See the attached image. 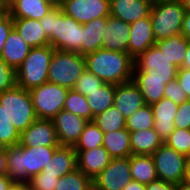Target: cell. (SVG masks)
<instances>
[{"mask_svg": "<svg viewBox=\"0 0 190 190\" xmlns=\"http://www.w3.org/2000/svg\"><path fill=\"white\" fill-rule=\"evenodd\" d=\"M40 24L49 38L50 46L55 50L80 54L83 37V24L62 11V7H53Z\"/></svg>", "mask_w": 190, "mask_h": 190, "instance_id": "6da1fadb", "label": "cell"}, {"mask_svg": "<svg viewBox=\"0 0 190 190\" xmlns=\"http://www.w3.org/2000/svg\"><path fill=\"white\" fill-rule=\"evenodd\" d=\"M58 147H24L20 144L6 147L7 175L13 181L28 182L42 172Z\"/></svg>", "mask_w": 190, "mask_h": 190, "instance_id": "7a4b0ae2", "label": "cell"}, {"mask_svg": "<svg viewBox=\"0 0 190 190\" xmlns=\"http://www.w3.org/2000/svg\"><path fill=\"white\" fill-rule=\"evenodd\" d=\"M86 69L104 83L121 84L132 80L134 59L127 52L98 49L85 55Z\"/></svg>", "mask_w": 190, "mask_h": 190, "instance_id": "3957f363", "label": "cell"}, {"mask_svg": "<svg viewBox=\"0 0 190 190\" xmlns=\"http://www.w3.org/2000/svg\"><path fill=\"white\" fill-rule=\"evenodd\" d=\"M54 48L50 45L31 48L28 56L16 69L17 86L31 90L48 81V69Z\"/></svg>", "mask_w": 190, "mask_h": 190, "instance_id": "277c9868", "label": "cell"}, {"mask_svg": "<svg viewBox=\"0 0 190 190\" xmlns=\"http://www.w3.org/2000/svg\"><path fill=\"white\" fill-rule=\"evenodd\" d=\"M185 13L181 1L161 0L152 5L149 16L156 42L181 34Z\"/></svg>", "mask_w": 190, "mask_h": 190, "instance_id": "5b68a950", "label": "cell"}, {"mask_svg": "<svg viewBox=\"0 0 190 190\" xmlns=\"http://www.w3.org/2000/svg\"><path fill=\"white\" fill-rule=\"evenodd\" d=\"M86 69L85 56L76 52L54 50L47 79L67 89H73L77 79Z\"/></svg>", "mask_w": 190, "mask_h": 190, "instance_id": "8992f818", "label": "cell"}, {"mask_svg": "<svg viewBox=\"0 0 190 190\" xmlns=\"http://www.w3.org/2000/svg\"><path fill=\"white\" fill-rule=\"evenodd\" d=\"M0 106L20 134L37 119L29 90L17 85L0 94Z\"/></svg>", "mask_w": 190, "mask_h": 190, "instance_id": "52a82bcc", "label": "cell"}, {"mask_svg": "<svg viewBox=\"0 0 190 190\" xmlns=\"http://www.w3.org/2000/svg\"><path fill=\"white\" fill-rule=\"evenodd\" d=\"M177 70L178 68L156 45L134 59L133 74H147V79L167 80L169 83L176 79Z\"/></svg>", "mask_w": 190, "mask_h": 190, "instance_id": "ba28073f", "label": "cell"}, {"mask_svg": "<svg viewBox=\"0 0 190 190\" xmlns=\"http://www.w3.org/2000/svg\"><path fill=\"white\" fill-rule=\"evenodd\" d=\"M68 90L48 81L29 90L37 118L52 120L63 109Z\"/></svg>", "mask_w": 190, "mask_h": 190, "instance_id": "9c48e42d", "label": "cell"}, {"mask_svg": "<svg viewBox=\"0 0 190 190\" xmlns=\"http://www.w3.org/2000/svg\"><path fill=\"white\" fill-rule=\"evenodd\" d=\"M158 179L174 185L184 182L188 157L164 143L152 154Z\"/></svg>", "mask_w": 190, "mask_h": 190, "instance_id": "30bf717a", "label": "cell"}, {"mask_svg": "<svg viewBox=\"0 0 190 190\" xmlns=\"http://www.w3.org/2000/svg\"><path fill=\"white\" fill-rule=\"evenodd\" d=\"M130 157L112 158L93 180L95 190H122L130 181Z\"/></svg>", "mask_w": 190, "mask_h": 190, "instance_id": "8fae6325", "label": "cell"}, {"mask_svg": "<svg viewBox=\"0 0 190 190\" xmlns=\"http://www.w3.org/2000/svg\"><path fill=\"white\" fill-rule=\"evenodd\" d=\"M61 7L80 24L110 15L109 0H65Z\"/></svg>", "mask_w": 190, "mask_h": 190, "instance_id": "7c38bea8", "label": "cell"}, {"mask_svg": "<svg viewBox=\"0 0 190 190\" xmlns=\"http://www.w3.org/2000/svg\"><path fill=\"white\" fill-rule=\"evenodd\" d=\"M60 146H74L88 122L82 117L62 109L52 119Z\"/></svg>", "mask_w": 190, "mask_h": 190, "instance_id": "4fadbf2b", "label": "cell"}, {"mask_svg": "<svg viewBox=\"0 0 190 190\" xmlns=\"http://www.w3.org/2000/svg\"><path fill=\"white\" fill-rule=\"evenodd\" d=\"M19 144L24 147L60 146L53 121L38 118L20 134Z\"/></svg>", "mask_w": 190, "mask_h": 190, "instance_id": "5bb4252c", "label": "cell"}, {"mask_svg": "<svg viewBox=\"0 0 190 190\" xmlns=\"http://www.w3.org/2000/svg\"><path fill=\"white\" fill-rule=\"evenodd\" d=\"M155 43L156 40L149 15L130 24L127 53L133 59L155 45Z\"/></svg>", "mask_w": 190, "mask_h": 190, "instance_id": "9a60e30c", "label": "cell"}, {"mask_svg": "<svg viewBox=\"0 0 190 190\" xmlns=\"http://www.w3.org/2000/svg\"><path fill=\"white\" fill-rule=\"evenodd\" d=\"M113 106L126 119L145 105L143 95L133 80L115 85Z\"/></svg>", "mask_w": 190, "mask_h": 190, "instance_id": "2e32d148", "label": "cell"}, {"mask_svg": "<svg viewBox=\"0 0 190 190\" xmlns=\"http://www.w3.org/2000/svg\"><path fill=\"white\" fill-rule=\"evenodd\" d=\"M129 34V23L109 15L102 36V49L127 52Z\"/></svg>", "mask_w": 190, "mask_h": 190, "instance_id": "e0dca14e", "label": "cell"}, {"mask_svg": "<svg viewBox=\"0 0 190 190\" xmlns=\"http://www.w3.org/2000/svg\"><path fill=\"white\" fill-rule=\"evenodd\" d=\"M75 152L77 153V168L92 181L112 159L103 146L90 150H75Z\"/></svg>", "mask_w": 190, "mask_h": 190, "instance_id": "ac0fdd59", "label": "cell"}, {"mask_svg": "<svg viewBox=\"0 0 190 190\" xmlns=\"http://www.w3.org/2000/svg\"><path fill=\"white\" fill-rule=\"evenodd\" d=\"M154 115V129L164 141L175 129L174 119L179 105L170 98H162L151 105Z\"/></svg>", "mask_w": 190, "mask_h": 190, "instance_id": "d6986e66", "label": "cell"}, {"mask_svg": "<svg viewBox=\"0 0 190 190\" xmlns=\"http://www.w3.org/2000/svg\"><path fill=\"white\" fill-rule=\"evenodd\" d=\"M110 15L129 24L147 17L151 6L144 0H109Z\"/></svg>", "mask_w": 190, "mask_h": 190, "instance_id": "ffe728a7", "label": "cell"}, {"mask_svg": "<svg viewBox=\"0 0 190 190\" xmlns=\"http://www.w3.org/2000/svg\"><path fill=\"white\" fill-rule=\"evenodd\" d=\"M77 169V153L73 146H59L46 163L42 173L62 177Z\"/></svg>", "mask_w": 190, "mask_h": 190, "instance_id": "44dd1931", "label": "cell"}, {"mask_svg": "<svg viewBox=\"0 0 190 190\" xmlns=\"http://www.w3.org/2000/svg\"><path fill=\"white\" fill-rule=\"evenodd\" d=\"M31 48L13 28L4 43L0 58L16 70L28 56Z\"/></svg>", "mask_w": 190, "mask_h": 190, "instance_id": "7402d4cb", "label": "cell"}, {"mask_svg": "<svg viewBox=\"0 0 190 190\" xmlns=\"http://www.w3.org/2000/svg\"><path fill=\"white\" fill-rule=\"evenodd\" d=\"M54 6L47 0H12L8 13L12 18L42 19Z\"/></svg>", "mask_w": 190, "mask_h": 190, "instance_id": "603a6c76", "label": "cell"}, {"mask_svg": "<svg viewBox=\"0 0 190 190\" xmlns=\"http://www.w3.org/2000/svg\"><path fill=\"white\" fill-rule=\"evenodd\" d=\"M14 29L21 35L22 39L34 47L50 45L40 21L37 19L13 18Z\"/></svg>", "mask_w": 190, "mask_h": 190, "instance_id": "cb8c5ba5", "label": "cell"}, {"mask_svg": "<svg viewBox=\"0 0 190 190\" xmlns=\"http://www.w3.org/2000/svg\"><path fill=\"white\" fill-rule=\"evenodd\" d=\"M162 144L154 128L130 132L132 155H152Z\"/></svg>", "mask_w": 190, "mask_h": 190, "instance_id": "d4e9b609", "label": "cell"}, {"mask_svg": "<svg viewBox=\"0 0 190 190\" xmlns=\"http://www.w3.org/2000/svg\"><path fill=\"white\" fill-rule=\"evenodd\" d=\"M107 17L96 18L83 24L81 55H87L102 49V36L106 28Z\"/></svg>", "mask_w": 190, "mask_h": 190, "instance_id": "484cf974", "label": "cell"}, {"mask_svg": "<svg viewBox=\"0 0 190 190\" xmlns=\"http://www.w3.org/2000/svg\"><path fill=\"white\" fill-rule=\"evenodd\" d=\"M102 146L111 158H125L132 155L130 132L126 128L104 133Z\"/></svg>", "mask_w": 190, "mask_h": 190, "instance_id": "4316f807", "label": "cell"}, {"mask_svg": "<svg viewBox=\"0 0 190 190\" xmlns=\"http://www.w3.org/2000/svg\"><path fill=\"white\" fill-rule=\"evenodd\" d=\"M189 41L181 34L160 40L155 45L178 69L182 67Z\"/></svg>", "mask_w": 190, "mask_h": 190, "instance_id": "83f0119b", "label": "cell"}, {"mask_svg": "<svg viewBox=\"0 0 190 190\" xmlns=\"http://www.w3.org/2000/svg\"><path fill=\"white\" fill-rule=\"evenodd\" d=\"M130 171L133 180L145 185L158 179L152 155H131Z\"/></svg>", "mask_w": 190, "mask_h": 190, "instance_id": "f1b7e54d", "label": "cell"}, {"mask_svg": "<svg viewBox=\"0 0 190 190\" xmlns=\"http://www.w3.org/2000/svg\"><path fill=\"white\" fill-rule=\"evenodd\" d=\"M132 80L141 91L145 104L152 105L164 98L167 80L147 79V74H133Z\"/></svg>", "mask_w": 190, "mask_h": 190, "instance_id": "f546056e", "label": "cell"}, {"mask_svg": "<svg viewBox=\"0 0 190 190\" xmlns=\"http://www.w3.org/2000/svg\"><path fill=\"white\" fill-rule=\"evenodd\" d=\"M114 94L115 85L104 83L85 96L94 117L113 106Z\"/></svg>", "mask_w": 190, "mask_h": 190, "instance_id": "4dcf8cb0", "label": "cell"}, {"mask_svg": "<svg viewBox=\"0 0 190 190\" xmlns=\"http://www.w3.org/2000/svg\"><path fill=\"white\" fill-rule=\"evenodd\" d=\"M104 132L94 121H88L84 126L79 140L73 146L74 150H90L103 145Z\"/></svg>", "mask_w": 190, "mask_h": 190, "instance_id": "1f68e13d", "label": "cell"}, {"mask_svg": "<svg viewBox=\"0 0 190 190\" xmlns=\"http://www.w3.org/2000/svg\"><path fill=\"white\" fill-rule=\"evenodd\" d=\"M63 109L87 121H93L94 119L86 97L73 89L68 90Z\"/></svg>", "mask_w": 190, "mask_h": 190, "instance_id": "d6a6232c", "label": "cell"}, {"mask_svg": "<svg viewBox=\"0 0 190 190\" xmlns=\"http://www.w3.org/2000/svg\"><path fill=\"white\" fill-rule=\"evenodd\" d=\"M154 127V115L151 105L145 104L125 119V128L129 132L146 130Z\"/></svg>", "mask_w": 190, "mask_h": 190, "instance_id": "836d02e7", "label": "cell"}, {"mask_svg": "<svg viewBox=\"0 0 190 190\" xmlns=\"http://www.w3.org/2000/svg\"><path fill=\"white\" fill-rule=\"evenodd\" d=\"M93 181L78 168L58 178L55 190H91Z\"/></svg>", "mask_w": 190, "mask_h": 190, "instance_id": "e575fe53", "label": "cell"}, {"mask_svg": "<svg viewBox=\"0 0 190 190\" xmlns=\"http://www.w3.org/2000/svg\"><path fill=\"white\" fill-rule=\"evenodd\" d=\"M93 121L104 133L125 128V118L114 106L96 115Z\"/></svg>", "mask_w": 190, "mask_h": 190, "instance_id": "d590c367", "label": "cell"}, {"mask_svg": "<svg viewBox=\"0 0 190 190\" xmlns=\"http://www.w3.org/2000/svg\"><path fill=\"white\" fill-rule=\"evenodd\" d=\"M163 143L177 152L190 157V129L175 128Z\"/></svg>", "mask_w": 190, "mask_h": 190, "instance_id": "8d00e7d4", "label": "cell"}, {"mask_svg": "<svg viewBox=\"0 0 190 190\" xmlns=\"http://www.w3.org/2000/svg\"><path fill=\"white\" fill-rule=\"evenodd\" d=\"M0 142L6 147L17 145L20 142V133L9 120L2 106H0Z\"/></svg>", "mask_w": 190, "mask_h": 190, "instance_id": "74e56055", "label": "cell"}, {"mask_svg": "<svg viewBox=\"0 0 190 190\" xmlns=\"http://www.w3.org/2000/svg\"><path fill=\"white\" fill-rule=\"evenodd\" d=\"M103 84L104 82L100 78L85 69L82 75L77 79L73 90L86 96L89 92L98 89Z\"/></svg>", "mask_w": 190, "mask_h": 190, "instance_id": "f35d334b", "label": "cell"}, {"mask_svg": "<svg viewBox=\"0 0 190 190\" xmlns=\"http://www.w3.org/2000/svg\"><path fill=\"white\" fill-rule=\"evenodd\" d=\"M16 85V70L0 58V94Z\"/></svg>", "mask_w": 190, "mask_h": 190, "instance_id": "ab89813d", "label": "cell"}, {"mask_svg": "<svg viewBox=\"0 0 190 190\" xmlns=\"http://www.w3.org/2000/svg\"><path fill=\"white\" fill-rule=\"evenodd\" d=\"M57 181L58 177L40 172L32 176L27 183L29 190H55Z\"/></svg>", "mask_w": 190, "mask_h": 190, "instance_id": "60d3db41", "label": "cell"}, {"mask_svg": "<svg viewBox=\"0 0 190 190\" xmlns=\"http://www.w3.org/2000/svg\"><path fill=\"white\" fill-rule=\"evenodd\" d=\"M164 97L170 98L177 105H181L183 102L189 100L177 79H174L165 85Z\"/></svg>", "mask_w": 190, "mask_h": 190, "instance_id": "b9f144b4", "label": "cell"}, {"mask_svg": "<svg viewBox=\"0 0 190 190\" xmlns=\"http://www.w3.org/2000/svg\"><path fill=\"white\" fill-rule=\"evenodd\" d=\"M175 128L190 129V100L179 105L174 119Z\"/></svg>", "mask_w": 190, "mask_h": 190, "instance_id": "7bdbcfd3", "label": "cell"}, {"mask_svg": "<svg viewBox=\"0 0 190 190\" xmlns=\"http://www.w3.org/2000/svg\"><path fill=\"white\" fill-rule=\"evenodd\" d=\"M13 28L14 22L10 14L8 12L0 14V56L3 50L4 43Z\"/></svg>", "mask_w": 190, "mask_h": 190, "instance_id": "ee69618b", "label": "cell"}, {"mask_svg": "<svg viewBox=\"0 0 190 190\" xmlns=\"http://www.w3.org/2000/svg\"><path fill=\"white\" fill-rule=\"evenodd\" d=\"M179 85L186 93L188 99L190 100V69L179 68L177 70V77Z\"/></svg>", "mask_w": 190, "mask_h": 190, "instance_id": "f6af8a7d", "label": "cell"}, {"mask_svg": "<svg viewBox=\"0 0 190 190\" xmlns=\"http://www.w3.org/2000/svg\"><path fill=\"white\" fill-rule=\"evenodd\" d=\"M146 190H175V185L170 182L157 179L146 184Z\"/></svg>", "mask_w": 190, "mask_h": 190, "instance_id": "bcb514c9", "label": "cell"}, {"mask_svg": "<svg viewBox=\"0 0 190 190\" xmlns=\"http://www.w3.org/2000/svg\"><path fill=\"white\" fill-rule=\"evenodd\" d=\"M181 35L190 42V12L187 11L182 22Z\"/></svg>", "mask_w": 190, "mask_h": 190, "instance_id": "7dc6e473", "label": "cell"}, {"mask_svg": "<svg viewBox=\"0 0 190 190\" xmlns=\"http://www.w3.org/2000/svg\"><path fill=\"white\" fill-rule=\"evenodd\" d=\"M122 190H146V185L132 179Z\"/></svg>", "mask_w": 190, "mask_h": 190, "instance_id": "c3c4849f", "label": "cell"}, {"mask_svg": "<svg viewBox=\"0 0 190 190\" xmlns=\"http://www.w3.org/2000/svg\"><path fill=\"white\" fill-rule=\"evenodd\" d=\"M7 174L6 148L0 152V175Z\"/></svg>", "mask_w": 190, "mask_h": 190, "instance_id": "681fc988", "label": "cell"}, {"mask_svg": "<svg viewBox=\"0 0 190 190\" xmlns=\"http://www.w3.org/2000/svg\"><path fill=\"white\" fill-rule=\"evenodd\" d=\"M14 181L6 174L0 175V190H7Z\"/></svg>", "mask_w": 190, "mask_h": 190, "instance_id": "f907efd6", "label": "cell"}, {"mask_svg": "<svg viewBox=\"0 0 190 190\" xmlns=\"http://www.w3.org/2000/svg\"><path fill=\"white\" fill-rule=\"evenodd\" d=\"M7 190H29V186L27 182L14 181Z\"/></svg>", "mask_w": 190, "mask_h": 190, "instance_id": "816d5d0a", "label": "cell"}, {"mask_svg": "<svg viewBox=\"0 0 190 190\" xmlns=\"http://www.w3.org/2000/svg\"><path fill=\"white\" fill-rule=\"evenodd\" d=\"M182 68L190 69V42L188 43V48L186 51V55H185V59H184Z\"/></svg>", "mask_w": 190, "mask_h": 190, "instance_id": "f5cc1de1", "label": "cell"}, {"mask_svg": "<svg viewBox=\"0 0 190 190\" xmlns=\"http://www.w3.org/2000/svg\"><path fill=\"white\" fill-rule=\"evenodd\" d=\"M9 4L6 0H0V14L8 12Z\"/></svg>", "mask_w": 190, "mask_h": 190, "instance_id": "db71d44e", "label": "cell"}, {"mask_svg": "<svg viewBox=\"0 0 190 190\" xmlns=\"http://www.w3.org/2000/svg\"><path fill=\"white\" fill-rule=\"evenodd\" d=\"M175 190H190V184L185 181L181 182L175 185Z\"/></svg>", "mask_w": 190, "mask_h": 190, "instance_id": "11a10c76", "label": "cell"}, {"mask_svg": "<svg viewBox=\"0 0 190 190\" xmlns=\"http://www.w3.org/2000/svg\"><path fill=\"white\" fill-rule=\"evenodd\" d=\"M184 181L190 184V157H188L187 160L186 177Z\"/></svg>", "mask_w": 190, "mask_h": 190, "instance_id": "9f6ffc18", "label": "cell"}, {"mask_svg": "<svg viewBox=\"0 0 190 190\" xmlns=\"http://www.w3.org/2000/svg\"><path fill=\"white\" fill-rule=\"evenodd\" d=\"M54 7H61L65 0H47Z\"/></svg>", "mask_w": 190, "mask_h": 190, "instance_id": "6f0895ef", "label": "cell"}, {"mask_svg": "<svg viewBox=\"0 0 190 190\" xmlns=\"http://www.w3.org/2000/svg\"><path fill=\"white\" fill-rule=\"evenodd\" d=\"M185 10L187 12H190V0H181Z\"/></svg>", "mask_w": 190, "mask_h": 190, "instance_id": "680465c9", "label": "cell"}, {"mask_svg": "<svg viewBox=\"0 0 190 190\" xmlns=\"http://www.w3.org/2000/svg\"><path fill=\"white\" fill-rule=\"evenodd\" d=\"M144 1L148 2L150 5H154V4L158 3L161 0H144Z\"/></svg>", "mask_w": 190, "mask_h": 190, "instance_id": "91938a15", "label": "cell"}, {"mask_svg": "<svg viewBox=\"0 0 190 190\" xmlns=\"http://www.w3.org/2000/svg\"><path fill=\"white\" fill-rule=\"evenodd\" d=\"M5 148H6V146L0 142V152H2Z\"/></svg>", "mask_w": 190, "mask_h": 190, "instance_id": "94428289", "label": "cell"}]
</instances>
